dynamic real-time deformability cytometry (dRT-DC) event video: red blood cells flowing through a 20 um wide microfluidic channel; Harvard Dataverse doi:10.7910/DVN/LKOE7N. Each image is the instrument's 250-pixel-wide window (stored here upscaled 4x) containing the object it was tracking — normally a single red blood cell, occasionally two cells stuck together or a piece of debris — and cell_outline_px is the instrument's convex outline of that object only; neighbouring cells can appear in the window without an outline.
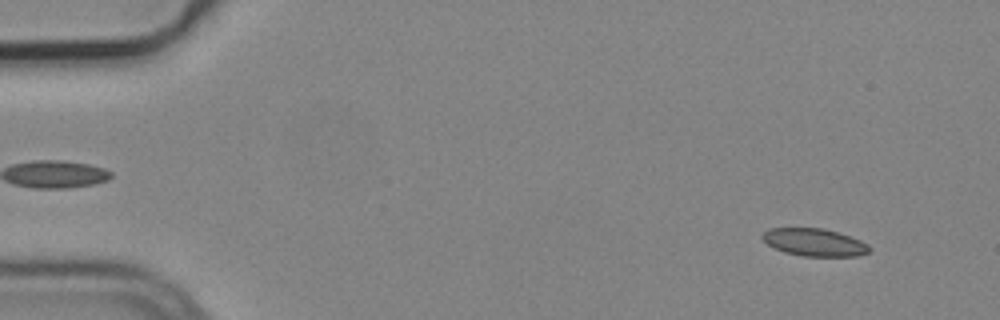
{"species": "common noctule bat (a hibernating species)", "species_latin": "Nyctalus noctula", "temperature_condition": "cold", "stored_images_in_passage": 4, "camera_frame_rate_fps": 3000, "um_per_image_px": 0.085, "animal": {"sex": "male", "body_mass_g": 19.2, "forearm_length_mm": 51.8}, "frame": {"image": 1, "passage_image": 1, "time_ms": 0.0, "image_size_px": [1000, 320], "cell_outline_px": [[872, 248], [868, 252], [856, 256], [804, 256], [784, 252], [768, 244], [760, 236], [768, 228], [824, 228], [840, 232], [860, 240], [868, 244]], "centroid_in_image_um": [69.24, 20.58], "position_along_channel_um": 15.8, "area_um2": 17.22}}
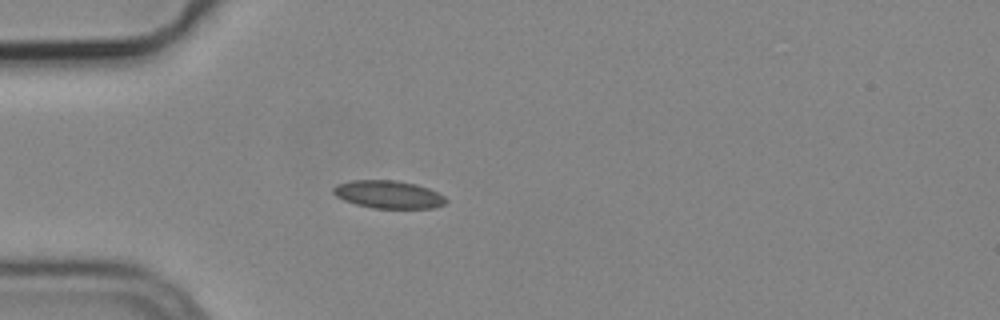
{"frame": {"image": 2, "passage_image": 4, "time_ms": 1.0, "image_size_px": [1000, 320], "cell_outline_px": [[448, 200], [444, 204], [432, 208], [372, 208], [356, 204], [344, 200], [336, 196], [332, 192], [332, 188], [336, 184], [352, 180], [396, 180], [416, 184], [428, 188], [444, 196]], "centroid_in_image_um": [32.99, 16.52], "position_along_channel_um": 52.0, "area_um2": 18.26}}